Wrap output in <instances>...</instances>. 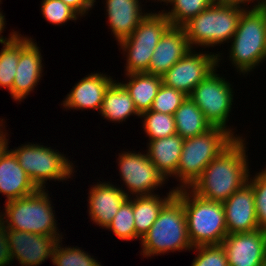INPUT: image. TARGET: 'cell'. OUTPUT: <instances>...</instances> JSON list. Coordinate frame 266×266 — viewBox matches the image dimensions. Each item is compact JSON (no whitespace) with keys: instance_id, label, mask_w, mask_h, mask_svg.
Instances as JSON below:
<instances>
[{"instance_id":"6da1fadb","label":"cell","mask_w":266,"mask_h":266,"mask_svg":"<svg viewBox=\"0 0 266 266\" xmlns=\"http://www.w3.org/2000/svg\"><path fill=\"white\" fill-rule=\"evenodd\" d=\"M246 138H236L214 158L189 188L201 198L225 202L248 183L250 169Z\"/></svg>"},{"instance_id":"7a4b0ae2","label":"cell","mask_w":266,"mask_h":266,"mask_svg":"<svg viewBox=\"0 0 266 266\" xmlns=\"http://www.w3.org/2000/svg\"><path fill=\"white\" fill-rule=\"evenodd\" d=\"M47 189H37L34 193L5 202L4 212H0V229H13L38 235L63 236L57 226L55 207ZM58 230V231H57Z\"/></svg>"},{"instance_id":"3957f363","label":"cell","mask_w":266,"mask_h":266,"mask_svg":"<svg viewBox=\"0 0 266 266\" xmlns=\"http://www.w3.org/2000/svg\"><path fill=\"white\" fill-rule=\"evenodd\" d=\"M229 61L239 75H248L266 61V11L245 10L231 39ZM234 65V66H233Z\"/></svg>"},{"instance_id":"277c9868","label":"cell","mask_w":266,"mask_h":266,"mask_svg":"<svg viewBox=\"0 0 266 266\" xmlns=\"http://www.w3.org/2000/svg\"><path fill=\"white\" fill-rule=\"evenodd\" d=\"M175 196L183 203L192 246L221 244L228 235L223 204L201 198L189 188L176 190Z\"/></svg>"},{"instance_id":"5b68a950","label":"cell","mask_w":266,"mask_h":266,"mask_svg":"<svg viewBox=\"0 0 266 266\" xmlns=\"http://www.w3.org/2000/svg\"><path fill=\"white\" fill-rule=\"evenodd\" d=\"M140 242V255L144 258L192 250L183 203L176 196L161 209L157 220Z\"/></svg>"},{"instance_id":"8992f818","label":"cell","mask_w":266,"mask_h":266,"mask_svg":"<svg viewBox=\"0 0 266 266\" xmlns=\"http://www.w3.org/2000/svg\"><path fill=\"white\" fill-rule=\"evenodd\" d=\"M236 138L224 127L213 126L207 132L184 139L175 181V190L190 188L207 165Z\"/></svg>"},{"instance_id":"52a82bcc","label":"cell","mask_w":266,"mask_h":266,"mask_svg":"<svg viewBox=\"0 0 266 266\" xmlns=\"http://www.w3.org/2000/svg\"><path fill=\"white\" fill-rule=\"evenodd\" d=\"M245 9L236 6L211 5L181 27L191 49L214 48L229 43Z\"/></svg>"},{"instance_id":"ba28073f","label":"cell","mask_w":266,"mask_h":266,"mask_svg":"<svg viewBox=\"0 0 266 266\" xmlns=\"http://www.w3.org/2000/svg\"><path fill=\"white\" fill-rule=\"evenodd\" d=\"M15 148L10 150L37 189H47L48 180L69 181L77 172L72 161L51 146L28 142Z\"/></svg>"},{"instance_id":"9c48e42d","label":"cell","mask_w":266,"mask_h":266,"mask_svg":"<svg viewBox=\"0 0 266 266\" xmlns=\"http://www.w3.org/2000/svg\"><path fill=\"white\" fill-rule=\"evenodd\" d=\"M63 236L38 235L13 229H0V266L16 259L21 266H39L48 258Z\"/></svg>"},{"instance_id":"30bf717a","label":"cell","mask_w":266,"mask_h":266,"mask_svg":"<svg viewBox=\"0 0 266 266\" xmlns=\"http://www.w3.org/2000/svg\"><path fill=\"white\" fill-rule=\"evenodd\" d=\"M216 68L202 82H200L189 95L191 100L203 112L205 118L212 126L224 127L235 138H243L235 134V128L227 125L233 102L234 94L232 84L228 79L217 74ZM227 79V80H226ZM234 130V131H233Z\"/></svg>"},{"instance_id":"8fae6325","label":"cell","mask_w":266,"mask_h":266,"mask_svg":"<svg viewBox=\"0 0 266 266\" xmlns=\"http://www.w3.org/2000/svg\"><path fill=\"white\" fill-rule=\"evenodd\" d=\"M117 163L122 185L125 184L123 192L128 198L156 194L154 191L166 184L147 152L122 151Z\"/></svg>"},{"instance_id":"7c38bea8","label":"cell","mask_w":266,"mask_h":266,"mask_svg":"<svg viewBox=\"0 0 266 266\" xmlns=\"http://www.w3.org/2000/svg\"><path fill=\"white\" fill-rule=\"evenodd\" d=\"M204 52V53H203ZM189 50L163 76L162 83L189 96L211 72L219 68L223 53Z\"/></svg>"},{"instance_id":"4fadbf2b","label":"cell","mask_w":266,"mask_h":266,"mask_svg":"<svg viewBox=\"0 0 266 266\" xmlns=\"http://www.w3.org/2000/svg\"><path fill=\"white\" fill-rule=\"evenodd\" d=\"M34 39L20 34V58L16 67V74L12 90L8 93L16 102H22L35 90L44 71L41 49Z\"/></svg>"},{"instance_id":"5bb4252c","label":"cell","mask_w":266,"mask_h":266,"mask_svg":"<svg viewBox=\"0 0 266 266\" xmlns=\"http://www.w3.org/2000/svg\"><path fill=\"white\" fill-rule=\"evenodd\" d=\"M221 244L228 266H266V230L228 234Z\"/></svg>"},{"instance_id":"9a60e30c","label":"cell","mask_w":266,"mask_h":266,"mask_svg":"<svg viewBox=\"0 0 266 266\" xmlns=\"http://www.w3.org/2000/svg\"><path fill=\"white\" fill-rule=\"evenodd\" d=\"M5 129L4 125L5 144L0 148V194L7 197L5 202H9L30 195L37 188L19 165L14 153L9 150V134Z\"/></svg>"},{"instance_id":"2e32d148","label":"cell","mask_w":266,"mask_h":266,"mask_svg":"<svg viewBox=\"0 0 266 266\" xmlns=\"http://www.w3.org/2000/svg\"><path fill=\"white\" fill-rule=\"evenodd\" d=\"M228 234L245 233L259 229L255 211V196L248 182L222 203Z\"/></svg>"},{"instance_id":"e0dca14e","label":"cell","mask_w":266,"mask_h":266,"mask_svg":"<svg viewBox=\"0 0 266 266\" xmlns=\"http://www.w3.org/2000/svg\"><path fill=\"white\" fill-rule=\"evenodd\" d=\"M114 81L115 79L106 73L91 72L72 87L61 105L66 110L93 109L99 113L105 92Z\"/></svg>"},{"instance_id":"ac0fdd59","label":"cell","mask_w":266,"mask_h":266,"mask_svg":"<svg viewBox=\"0 0 266 266\" xmlns=\"http://www.w3.org/2000/svg\"><path fill=\"white\" fill-rule=\"evenodd\" d=\"M115 185L110 181H100L88 188L89 219L103 229L112 222L121 204L128 198L123 192L122 185Z\"/></svg>"},{"instance_id":"d6986e66","label":"cell","mask_w":266,"mask_h":266,"mask_svg":"<svg viewBox=\"0 0 266 266\" xmlns=\"http://www.w3.org/2000/svg\"><path fill=\"white\" fill-rule=\"evenodd\" d=\"M189 50H191V47L183 28L170 26L161 36L154 49L146 73L162 77Z\"/></svg>"},{"instance_id":"ffe728a7","label":"cell","mask_w":266,"mask_h":266,"mask_svg":"<svg viewBox=\"0 0 266 266\" xmlns=\"http://www.w3.org/2000/svg\"><path fill=\"white\" fill-rule=\"evenodd\" d=\"M105 1L107 23L117 43L129 37L149 13L142 10L144 5L140 0Z\"/></svg>"},{"instance_id":"44dd1931","label":"cell","mask_w":266,"mask_h":266,"mask_svg":"<svg viewBox=\"0 0 266 266\" xmlns=\"http://www.w3.org/2000/svg\"><path fill=\"white\" fill-rule=\"evenodd\" d=\"M184 139L178 134L150 140L147 143V154L157 171L168 178L176 175L177 167L183 149ZM168 179V180H167Z\"/></svg>"},{"instance_id":"7402d4cb","label":"cell","mask_w":266,"mask_h":266,"mask_svg":"<svg viewBox=\"0 0 266 266\" xmlns=\"http://www.w3.org/2000/svg\"><path fill=\"white\" fill-rule=\"evenodd\" d=\"M174 188L167 192V196L156 194L133 197L134 225L136 229V240L139 241L150 230L157 220L161 209L175 196Z\"/></svg>"},{"instance_id":"603a6c76","label":"cell","mask_w":266,"mask_h":266,"mask_svg":"<svg viewBox=\"0 0 266 266\" xmlns=\"http://www.w3.org/2000/svg\"><path fill=\"white\" fill-rule=\"evenodd\" d=\"M126 81L119 82L131 96L139 114L149 111L157 92L162 85V77L142 73L124 74Z\"/></svg>"},{"instance_id":"cb8c5ba5","label":"cell","mask_w":266,"mask_h":266,"mask_svg":"<svg viewBox=\"0 0 266 266\" xmlns=\"http://www.w3.org/2000/svg\"><path fill=\"white\" fill-rule=\"evenodd\" d=\"M99 114L103 119L119 124L132 115L140 118L131 96L116 80L106 90Z\"/></svg>"},{"instance_id":"d4e9b609","label":"cell","mask_w":266,"mask_h":266,"mask_svg":"<svg viewBox=\"0 0 266 266\" xmlns=\"http://www.w3.org/2000/svg\"><path fill=\"white\" fill-rule=\"evenodd\" d=\"M171 26L170 21L161 11H150L134 32L118 42V46L156 47L161 36Z\"/></svg>"},{"instance_id":"484cf974","label":"cell","mask_w":266,"mask_h":266,"mask_svg":"<svg viewBox=\"0 0 266 266\" xmlns=\"http://www.w3.org/2000/svg\"><path fill=\"white\" fill-rule=\"evenodd\" d=\"M176 133L183 139L201 135L213 126L189 96L175 111Z\"/></svg>"},{"instance_id":"4316f807","label":"cell","mask_w":266,"mask_h":266,"mask_svg":"<svg viewBox=\"0 0 266 266\" xmlns=\"http://www.w3.org/2000/svg\"><path fill=\"white\" fill-rule=\"evenodd\" d=\"M20 58V33L0 50V88L12 90L16 67Z\"/></svg>"},{"instance_id":"83f0119b","label":"cell","mask_w":266,"mask_h":266,"mask_svg":"<svg viewBox=\"0 0 266 266\" xmlns=\"http://www.w3.org/2000/svg\"><path fill=\"white\" fill-rule=\"evenodd\" d=\"M167 5H172L171 10H161L170 21L171 26L181 27L188 20L195 17L209 6L211 0H168Z\"/></svg>"},{"instance_id":"f1b7e54d","label":"cell","mask_w":266,"mask_h":266,"mask_svg":"<svg viewBox=\"0 0 266 266\" xmlns=\"http://www.w3.org/2000/svg\"><path fill=\"white\" fill-rule=\"evenodd\" d=\"M140 118L148 141L177 134L174 115L149 110L140 114Z\"/></svg>"},{"instance_id":"f546056e","label":"cell","mask_w":266,"mask_h":266,"mask_svg":"<svg viewBox=\"0 0 266 266\" xmlns=\"http://www.w3.org/2000/svg\"><path fill=\"white\" fill-rule=\"evenodd\" d=\"M106 230H111L120 240L134 241L136 229L134 225L133 196L127 198L120 206L112 222Z\"/></svg>"},{"instance_id":"4dcf8cb0","label":"cell","mask_w":266,"mask_h":266,"mask_svg":"<svg viewBox=\"0 0 266 266\" xmlns=\"http://www.w3.org/2000/svg\"><path fill=\"white\" fill-rule=\"evenodd\" d=\"M63 240L60 239L54 249L53 265L56 266H102L94 256L90 255L84 249L79 247H71L68 245L63 247Z\"/></svg>"},{"instance_id":"1f68e13d","label":"cell","mask_w":266,"mask_h":266,"mask_svg":"<svg viewBox=\"0 0 266 266\" xmlns=\"http://www.w3.org/2000/svg\"><path fill=\"white\" fill-rule=\"evenodd\" d=\"M156 47L120 46L126 56L125 74L147 72L151 57Z\"/></svg>"},{"instance_id":"d6a6232c","label":"cell","mask_w":266,"mask_h":266,"mask_svg":"<svg viewBox=\"0 0 266 266\" xmlns=\"http://www.w3.org/2000/svg\"><path fill=\"white\" fill-rule=\"evenodd\" d=\"M42 16L52 25H65L68 21L74 22L81 16L62 0H42Z\"/></svg>"},{"instance_id":"836d02e7","label":"cell","mask_w":266,"mask_h":266,"mask_svg":"<svg viewBox=\"0 0 266 266\" xmlns=\"http://www.w3.org/2000/svg\"><path fill=\"white\" fill-rule=\"evenodd\" d=\"M186 98L187 96L183 92L162 83L150 111L174 115Z\"/></svg>"},{"instance_id":"e575fe53","label":"cell","mask_w":266,"mask_h":266,"mask_svg":"<svg viewBox=\"0 0 266 266\" xmlns=\"http://www.w3.org/2000/svg\"><path fill=\"white\" fill-rule=\"evenodd\" d=\"M196 254L191 266H228L227 255L222 244L193 247Z\"/></svg>"},{"instance_id":"d590c367","label":"cell","mask_w":266,"mask_h":266,"mask_svg":"<svg viewBox=\"0 0 266 266\" xmlns=\"http://www.w3.org/2000/svg\"><path fill=\"white\" fill-rule=\"evenodd\" d=\"M249 175L248 182L254 189L255 211L260 229L266 230V166L253 177Z\"/></svg>"},{"instance_id":"8d00e7d4","label":"cell","mask_w":266,"mask_h":266,"mask_svg":"<svg viewBox=\"0 0 266 266\" xmlns=\"http://www.w3.org/2000/svg\"><path fill=\"white\" fill-rule=\"evenodd\" d=\"M66 5L74 9L82 18L94 8L96 0H62Z\"/></svg>"},{"instance_id":"74e56055","label":"cell","mask_w":266,"mask_h":266,"mask_svg":"<svg viewBox=\"0 0 266 266\" xmlns=\"http://www.w3.org/2000/svg\"><path fill=\"white\" fill-rule=\"evenodd\" d=\"M211 3L212 5L236 6L248 10L260 7L261 0H211ZM248 4H251L252 7H248Z\"/></svg>"},{"instance_id":"f35d334b","label":"cell","mask_w":266,"mask_h":266,"mask_svg":"<svg viewBox=\"0 0 266 266\" xmlns=\"http://www.w3.org/2000/svg\"><path fill=\"white\" fill-rule=\"evenodd\" d=\"M5 27H6L5 15L3 14V11H1V8H0V44L2 45L10 42L19 33V31L12 30L9 33L8 38L4 37L2 33H4L3 31Z\"/></svg>"},{"instance_id":"ab89813d","label":"cell","mask_w":266,"mask_h":266,"mask_svg":"<svg viewBox=\"0 0 266 266\" xmlns=\"http://www.w3.org/2000/svg\"><path fill=\"white\" fill-rule=\"evenodd\" d=\"M3 128V129H2ZM5 144L4 141V124L0 125V148Z\"/></svg>"},{"instance_id":"60d3db41","label":"cell","mask_w":266,"mask_h":266,"mask_svg":"<svg viewBox=\"0 0 266 266\" xmlns=\"http://www.w3.org/2000/svg\"><path fill=\"white\" fill-rule=\"evenodd\" d=\"M260 7L266 11V0H261Z\"/></svg>"},{"instance_id":"b9f144b4","label":"cell","mask_w":266,"mask_h":266,"mask_svg":"<svg viewBox=\"0 0 266 266\" xmlns=\"http://www.w3.org/2000/svg\"><path fill=\"white\" fill-rule=\"evenodd\" d=\"M149 1H150V0H149ZM152 1L155 2L156 0H152ZM156 2H157V3H158V2H160V3H161V2H164V4H165V3L167 4L168 0H157Z\"/></svg>"},{"instance_id":"7bdbcfd3","label":"cell","mask_w":266,"mask_h":266,"mask_svg":"<svg viewBox=\"0 0 266 266\" xmlns=\"http://www.w3.org/2000/svg\"><path fill=\"white\" fill-rule=\"evenodd\" d=\"M4 120H5V119H3V118L1 119V118H0V125H2V124H4V123H5V121H4ZM3 121H4V122H3Z\"/></svg>"}]
</instances>
